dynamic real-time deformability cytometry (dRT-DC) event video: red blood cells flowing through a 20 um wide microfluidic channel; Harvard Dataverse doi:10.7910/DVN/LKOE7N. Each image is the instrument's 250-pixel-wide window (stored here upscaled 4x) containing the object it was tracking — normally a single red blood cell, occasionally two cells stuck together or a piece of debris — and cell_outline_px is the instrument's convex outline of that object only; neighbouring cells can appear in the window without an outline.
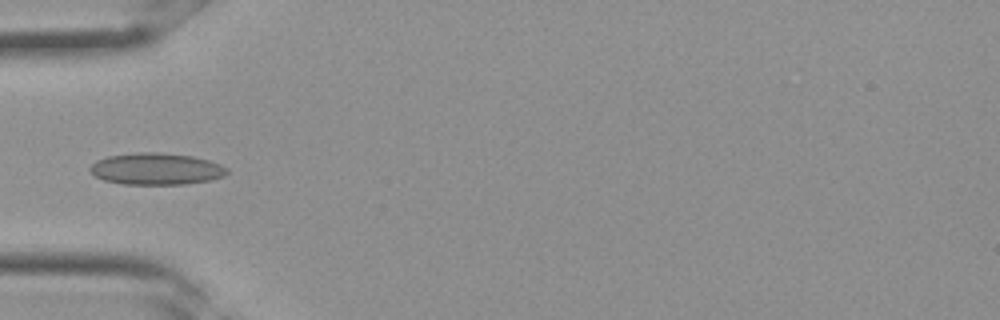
{"species": "Egyptian fruit bat (a non-hibernating species)", "species_latin": "Rousettus aegyptiacus", "temperature_condition": "room temperature", "stored_images_in_passage": 27, "camera_frame_rate_fps": 3000, "um_per_image_px": 0.085, "frame": {"image": 1, "passage_image": 5, "time_ms": 1.333, "image_size_px": [1000, 320], "cell_outline_px": [[228, 172], [224, 176], [212, 180], [184, 184], [124, 184], [104, 180], [96, 176], [88, 168], [96, 160], [108, 156], [136, 152], [160, 152], [192, 156], [208, 160], [220, 164], [228, 168]], "centroid_in_image_um": [13.3, 14.35], "position_along_channel_um": 71.7, "area_um2": 25.37}}
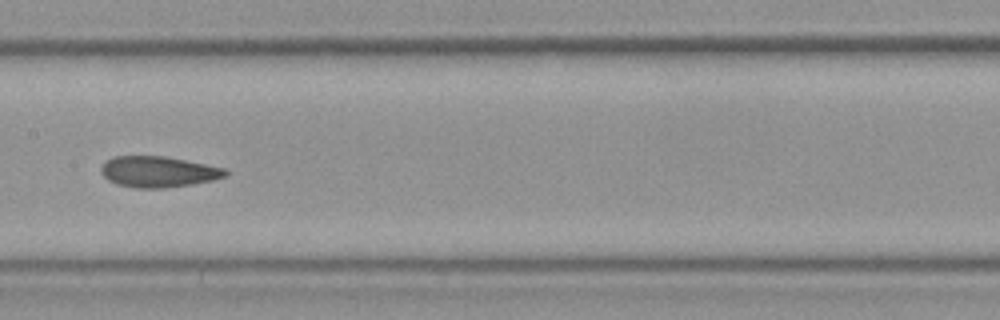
{"frame": {"image": 2, "passage_image": 11, "time_ms": 3.333, "image_size_px": [1000, 320], "cell_outline_px": [[228, 176], [212, 180], [192, 184], [164, 188], [136, 188], [116, 184], [108, 180], [100, 172], [100, 168], [104, 160], [112, 156], [164, 156], [224, 168], [228, 172]], "centroid_in_image_um": [13.4, 14.6], "position_along_channel_um": 194.0, "area_um2": 22.48}}
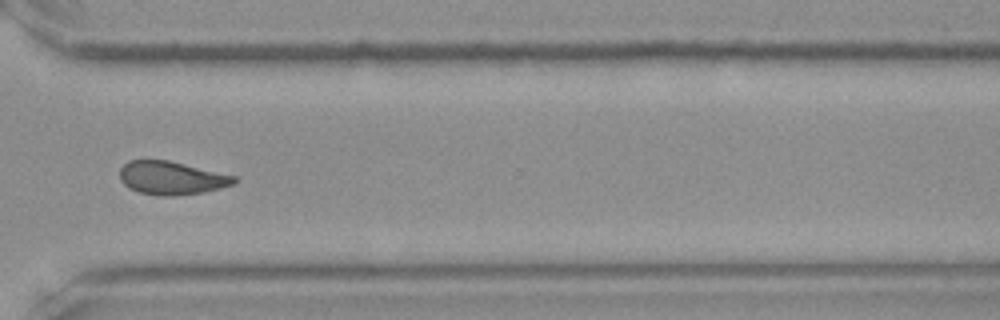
{"frame": {"image": 3, "passage_image": 19, "time_ms": 6.0, "image_size_px": [1000, 320], "cell_outline_px": [[240, 180], [236, 184], [204, 192], [172, 196], [164, 196], [140, 192], [128, 188], [120, 180], [120, 168], [128, 160], [168, 160], [236, 176]], "centroid_in_image_um": [14.6, 15.13], "position_along_channel_um": 356.0, "area_um2": 22.25}}